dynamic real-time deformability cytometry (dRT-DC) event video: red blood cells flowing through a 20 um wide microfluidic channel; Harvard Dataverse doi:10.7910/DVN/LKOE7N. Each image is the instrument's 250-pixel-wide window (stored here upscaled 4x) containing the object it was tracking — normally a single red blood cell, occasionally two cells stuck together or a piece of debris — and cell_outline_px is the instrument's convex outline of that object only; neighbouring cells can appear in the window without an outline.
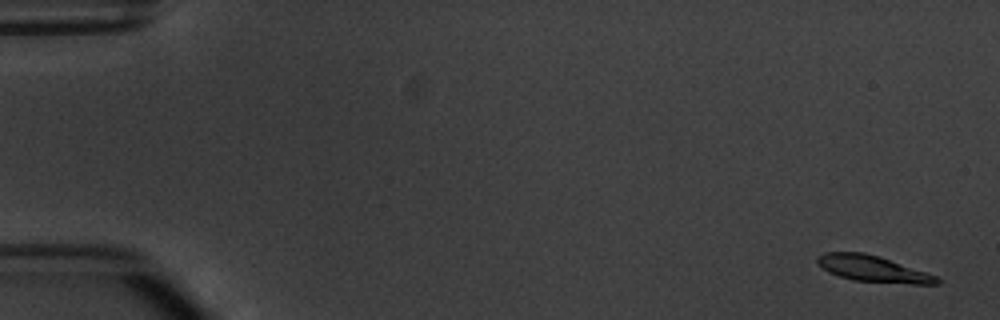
{"species": "common noctule bat (a hibernating species)", "species_latin": "Nyctalus noctula", "temperature_condition": "warm", "stored_images_in_passage": 5, "camera_frame_rate_fps": 3000, "um_per_image_px": 0.085, "animal": {"sex": "male", "body_mass_g": 20.1, "forearm_length_mm": 53.5}, "frame": {"image": 1, "passage_image": 1, "time_ms": 0.0, "image_size_px": [1000, 320], "cell_outline_px": [[940, 284], [912, 284], [852, 280], [828, 272], [816, 260], [816, 256], [824, 252], [864, 252], [880, 256], [936, 276], [940, 280]], "centroid_in_image_um": [74.18, 22.84], "position_along_channel_um": 10.8, "area_um2": 18.09}}
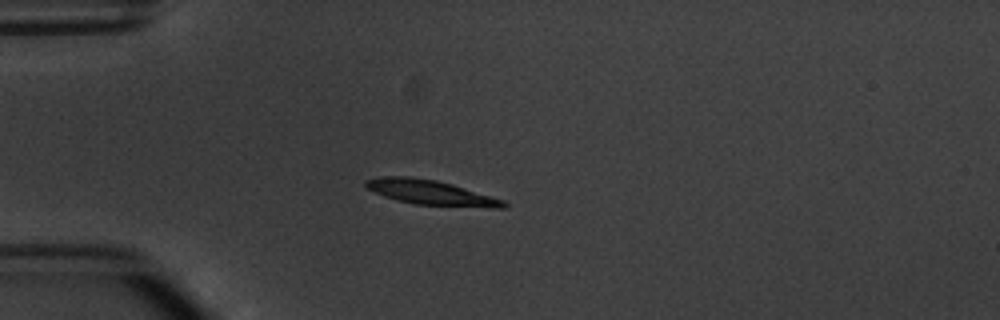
{"frame": {"image": 2, "passage_image": 4, "time_ms": 4.333, "image_size_px": [1000, 320], "cell_outline_px": [[508, 204], [504, 208], [488, 208], [412, 204], [396, 200], [384, 196], [368, 188], [364, 184], [364, 180], [384, 176], [408, 176], [436, 180], [452, 184], [504, 200]], "centroid_in_image_um": [36.63, 16.37], "position_along_channel_um": 48.4, "area_um2": 19.94}}